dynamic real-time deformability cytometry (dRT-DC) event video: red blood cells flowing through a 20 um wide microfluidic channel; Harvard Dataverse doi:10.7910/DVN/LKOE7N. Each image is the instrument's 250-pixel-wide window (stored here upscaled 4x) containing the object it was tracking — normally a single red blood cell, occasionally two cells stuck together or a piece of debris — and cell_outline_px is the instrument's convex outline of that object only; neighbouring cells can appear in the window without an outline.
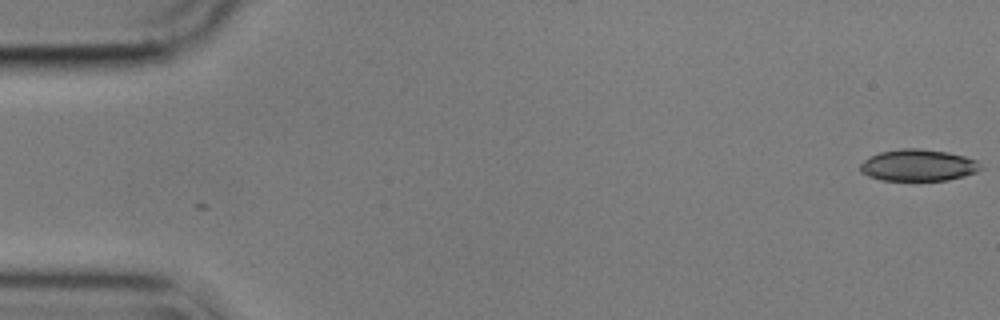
{"species": "common noctule bat (a hibernating species)", "species_latin": "Nyctalus noctula", "temperature_condition": "cold", "stored_images_in_passage": 2, "camera_frame_rate_fps": 3000, "um_per_image_px": 0.085, "animal": {"sex": "male", "body_mass_g": 17.9}, "frame": {"image": 1, "passage_image": 1, "time_ms": 0.0, "image_size_px": [1000, 320], "cell_outline_px": [[984, 168], [976, 172], [964, 176], [948, 180], [880, 180], [868, 176], [860, 172], [860, 164], [864, 160], [880, 152], [900, 148], [920, 148], [948, 152], [964, 156], [976, 160]], "centroid_in_image_um": [78.05, 14.04], "position_along_channel_um": 6.9, "area_um2": 22.31}}